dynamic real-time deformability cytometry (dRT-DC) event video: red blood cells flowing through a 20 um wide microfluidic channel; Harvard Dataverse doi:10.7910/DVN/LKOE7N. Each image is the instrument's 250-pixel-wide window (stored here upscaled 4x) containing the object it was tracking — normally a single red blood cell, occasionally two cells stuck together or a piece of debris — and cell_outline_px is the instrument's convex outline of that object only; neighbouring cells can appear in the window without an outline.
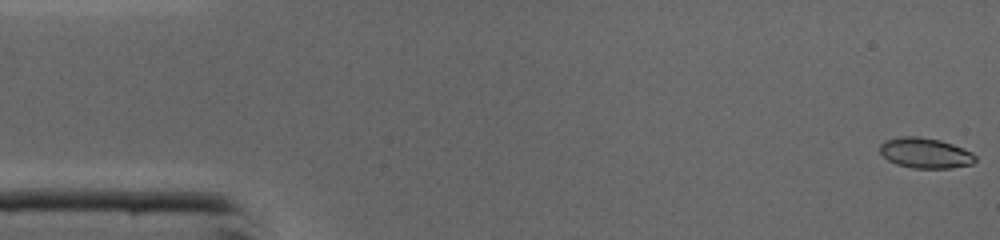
{"species": "common noctule bat (a hibernating species)", "species_latin": "Nyctalus noctula", "temperature_condition": "cold", "stored_images_in_passage": 46, "camera_frame_rate_fps": 3000, "um_per_image_px": 0.085, "animal": {"sex": "male", "body_mass_g": 19.0, "forearm_length_mm": 50.8}, "frame": {"image": 1, "passage_image": 1, "time_ms": 0.0, "image_size_px": [1000, 240], "cell_outline_px": [[976, 160], [972, 164], [952, 168], [912, 168], [896, 164], [888, 160], [880, 152], [880, 144], [884, 140], [900, 136], [916, 136], [940, 140], [952, 144], [972, 152], [976, 156]], "centroid_in_image_um": [78.64, 13.0], "position_along_channel_um": 6.4, "area_um2": 16.94}}
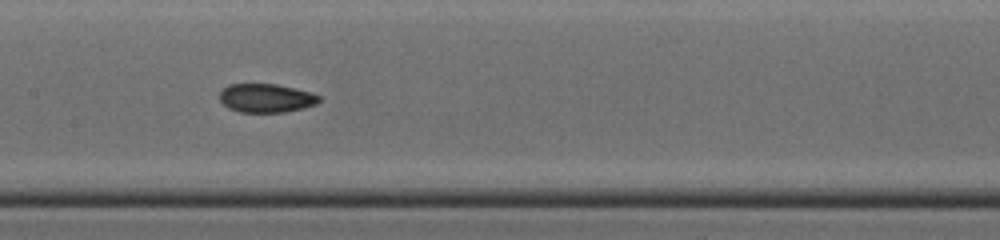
{"frame": {"image": 2, "passage_image": 22, "time_ms": 7.0, "image_size_px": [1000, 240], "cell_outline_px": [[320, 100], [316, 104], [304, 108], [284, 112], [240, 112], [228, 108], [220, 100], [220, 92], [228, 84], [276, 84], [312, 92], [320, 96]], "centroid_in_image_um": [22.63, 8.34], "position_along_channel_um": 184.8, "area_um2": 16.65}}
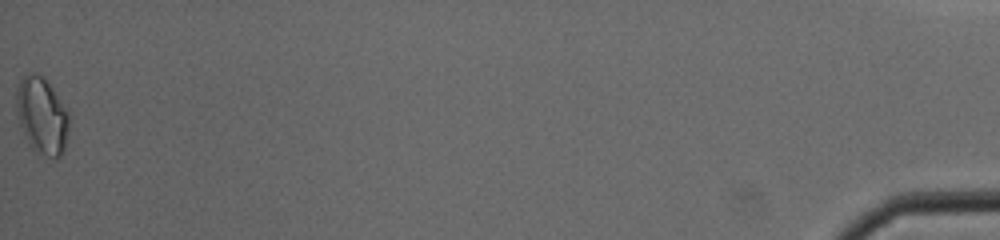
{"frame": {"image": 3, "passage_image": 46, "time_ms": 15.0, "image_size_px": [1000, 240], "cell_outline_px": [[68, 136], [64, 152], [56, 160], [36, 156], [28, 144], [24, 136], [20, 124], [16, 108], [16, 92], [20, 80], [24, 76], [32, 72], [36, 72], [44, 76], [68, 108]], "centroid_in_image_um": [3.58, 9.89], "position_along_channel_um": 431.6, "area_um2": 24.51}, "authors_computed_cell_mechanics": {"area_um2": 16.9354, "velocity_mm_per_s": 4.3943, "shape_relaxation_time_tau1_ms": null, "shape_relaxation_time_tau2_ms": 2.5727, "deformation_change_tau1": null, "deformation_change_tau2": 0.0529}}